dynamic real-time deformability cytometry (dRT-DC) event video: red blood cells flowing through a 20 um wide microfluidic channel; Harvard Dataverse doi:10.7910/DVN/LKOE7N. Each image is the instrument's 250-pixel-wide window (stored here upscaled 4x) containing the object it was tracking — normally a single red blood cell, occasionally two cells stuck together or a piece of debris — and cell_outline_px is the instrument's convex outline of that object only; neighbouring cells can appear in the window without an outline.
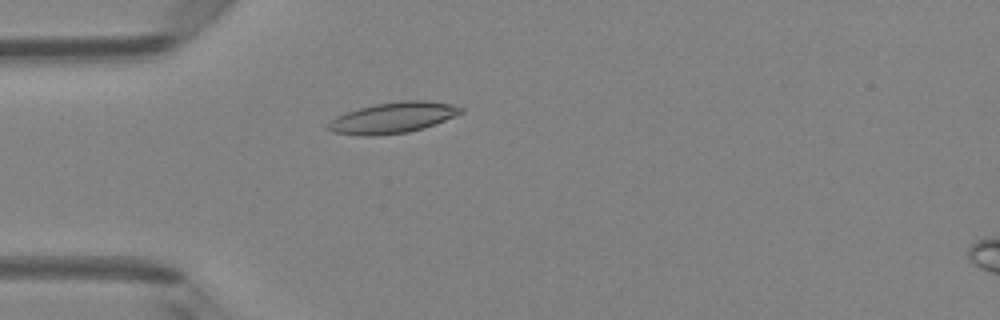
{"species": "Egyptian fruit bat (a non-hibernating species)", "species_latin": "Rousettus aegyptiacus", "temperature_condition": "room temperature", "stored_images_in_passage": 5, "camera_frame_rate_fps": 3000, "um_per_image_px": 0.085, "animal": {"sex": "female"}, "frame": {"image": 1, "passage_image": 5, "time_ms": 4.333, "image_size_px": [1000, 320], "cell_outline_px": [[464, 112], [424, 128], [408, 132], [376, 136], [360, 136], [332, 132], [324, 128], [336, 116], [360, 108], [376, 104], [400, 100], [428, 100], [452, 104], [464, 108]], "centroid_in_image_um": [33.39, 10.01], "position_along_channel_um": 51.6, "area_um2": 23.99}}